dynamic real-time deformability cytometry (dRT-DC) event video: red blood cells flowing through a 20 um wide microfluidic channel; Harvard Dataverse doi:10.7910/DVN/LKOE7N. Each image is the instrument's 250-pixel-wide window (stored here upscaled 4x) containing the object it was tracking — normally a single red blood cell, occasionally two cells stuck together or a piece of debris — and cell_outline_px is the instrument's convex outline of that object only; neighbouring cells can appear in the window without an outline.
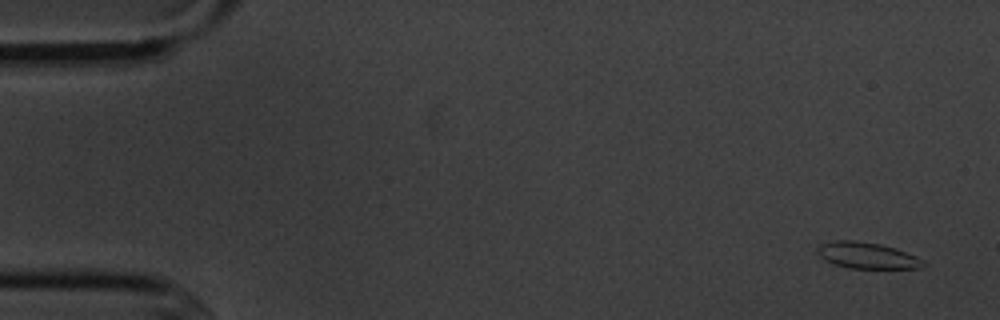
{"species": "common noctule bat (a hibernating species)", "species_latin": "Nyctalus noctula", "temperature_condition": "cold", "stored_images_in_passage": 6, "segment_of_instrument_passage": [2, 2], "camera_frame_rate_fps": 3000, "um_per_image_px": 0.085, "animal": {"sex": "male", "body_mass_g": 20.1, "forearm_length_mm": 53.5}, "frame": {"image": 1, "passage_image": 6, "time_ms": 6.0, "image_size_px": [1000, 320], "cell_outline_px": [[924, 264], [920, 268], [848, 268], [832, 264], [820, 256], [816, 252], [816, 248], [820, 244], [836, 240], [856, 240], [880, 244], [896, 248], [916, 256], [924, 260]], "centroid_in_image_um": [73.67, 21.71], "position_along_channel_um": 11.3, "area_um2": 16.24}}